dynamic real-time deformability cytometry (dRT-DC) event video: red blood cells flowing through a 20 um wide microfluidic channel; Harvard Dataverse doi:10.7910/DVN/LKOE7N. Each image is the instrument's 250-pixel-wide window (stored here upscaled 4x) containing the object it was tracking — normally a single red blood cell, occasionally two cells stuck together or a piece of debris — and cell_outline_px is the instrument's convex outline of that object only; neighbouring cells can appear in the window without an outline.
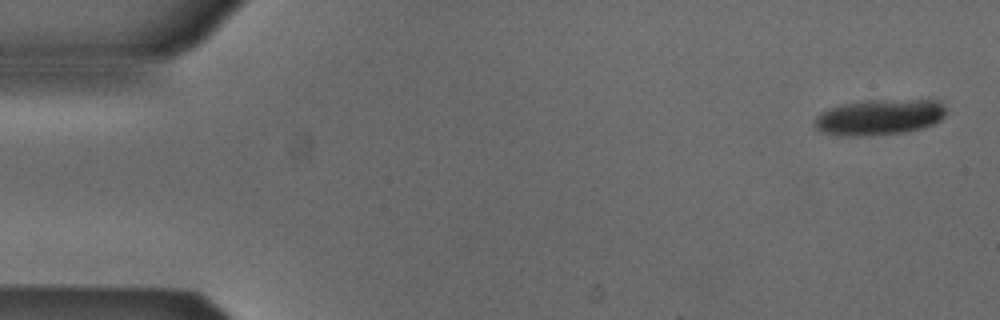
{"species": "Egyptian fruit bat (a non-hibernating species)", "species_latin": "Rousettus aegyptiacus", "temperature_condition": "cold", "stored_images_in_passage": 6, "camera_frame_rate_fps": 3000, "um_per_image_px": 0.085, "animal": {"sex": "male"}, "frame": {"image": 1, "passage_image": 1, "time_ms": 0.0, "image_size_px": [1000, 320], "cell_outline_px": [[944, 116], [940, 120], [932, 124], [920, 128], [904, 132], [856, 136], [836, 136], [820, 132], [812, 124], [816, 116], [820, 112], [828, 108], [840, 104], [864, 100], [940, 100], [944, 104]], "centroid_in_image_um": [74.66, 9.95], "position_along_channel_um": 10.3, "area_um2": 27.57}}
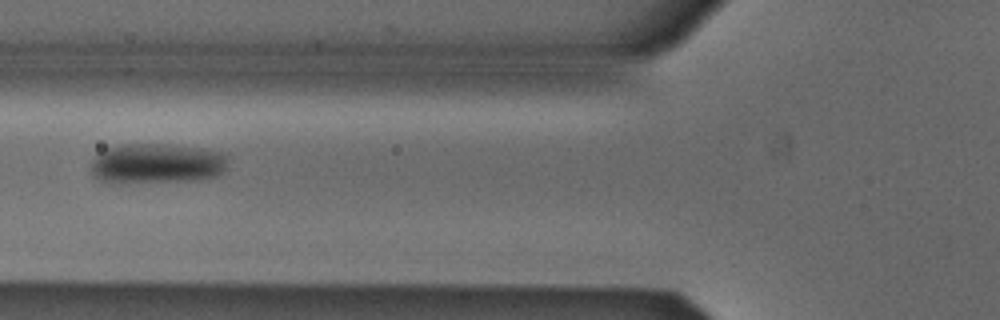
{"frame": {"image": 2, "passage_image": 5, "time_ms": 1.333, "image_size_px": [1000, 320], "cell_outline_px": [[228, 160], [224, 172], [216, 176], [200, 180], [120, 184], [108, 184], [100, 180], [92, 172], [92, 160], [100, 152], [108, 148], [120, 144], [164, 144], [200, 148], [224, 152], [228, 156]], "centroid_in_image_um": [13.34, 13.92], "position_along_channel_um": 112.5, "area_um2": 32.71}}
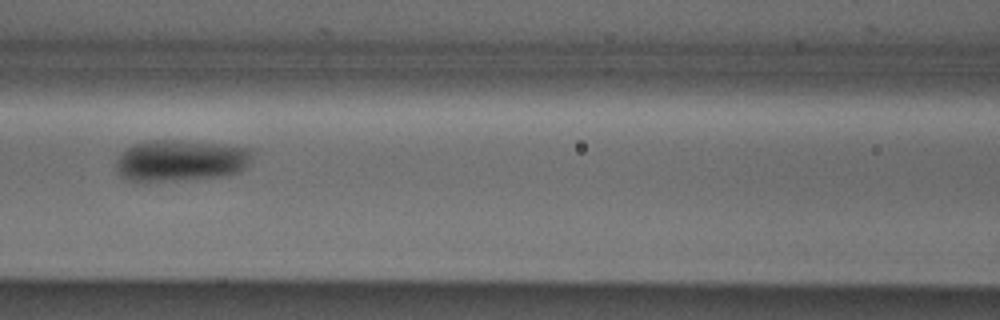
{"frame": {"image": 3, "passage_image": 6, "time_ms": 1.667, "image_size_px": [1000, 320], "cell_outline_px": [[252, 152], [248, 164], [240, 172], [224, 176], [176, 180], [124, 180], [116, 172], [116, 160], [120, 152], [136, 144], [152, 140], [180, 140], [252, 148]], "centroid_in_image_um": [15.33, 13.64], "position_along_channel_um": 151.3, "area_um2": 32.66}}